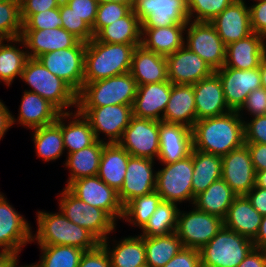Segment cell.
Masks as SVG:
<instances>
[{"label":"cell","mask_w":266,"mask_h":267,"mask_svg":"<svg viewBox=\"0 0 266 267\" xmlns=\"http://www.w3.org/2000/svg\"><path fill=\"white\" fill-rule=\"evenodd\" d=\"M192 130L193 149L224 156L245 144L244 121L238 111L201 119Z\"/></svg>","instance_id":"1"},{"label":"cell","mask_w":266,"mask_h":267,"mask_svg":"<svg viewBox=\"0 0 266 267\" xmlns=\"http://www.w3.org/2000/svg\"><path fill=\"white\" fill-rule=\"evenodd\" d=\"M136 44H112L95 37L86 43L84 82H94L130 72Z\"/></svg>","instance_id":"2"},{"label":"cell","mask_w":266,"mask_h":267,"mask_svg":"<svg viewBox=\"0 0 266 267\" xmlns=\"http://www.w3.org/2000/svg\"><path fill=\"white\" fill-rule=\"evenodd\" d=\"M36 214L37 231L32 233V242L37 241L35 243L38 245H67L88 251L101 243L87 229L71 222L60 210L57 213L38 210Z\"/></svg>","instance_id":"3"},{"label":"cell","mask_w":266,"mask_h":267,"mask_svg":"<svg viewBox=\"0 0 266 267\" xmlns=\"http://www.w3.org/2000/svg\"><path fill=\"white\" fill-rule=\"evenodd\" d=\"M20 79L32 88L27 91L48 100L61 113L71 112L69 107L77 109V93L62 79L53 75L38 59H27Z\"/></svg>","instance_id":"4"},{"label":"cell","mask_w":266,"mask_h":267,"mask_svg":"<svg viewBox=\"0 0 266 267\" xmlns=\"http://www.w3.org/2000/svg\"><path fill=\"white\" fill-rule=\"evenodd\" d=\"M137 82L131 73H125L94 82H84L77 94V107H102L108 105H133Z\"/></svg>","instance_id":"5"},{"label":"cell","mask_w":266,"mask_h":267,"mask_svg":"<svg viewBox=\"0 0 266 267\" xmlns=\"http://www.w3.org/2000/svg\"><path fill=\"white\" fill-rule=\"evenodd\" d=\"M253 248V240L223 226L199 250L201 267H237Z\"/></svg>","instance_id":"6"},{"label":"cell","mask_w":266,"mask_h":267,"mask_svg":"<svg viewBox=\"0 0 266 267\" xmlns=\"http://www.w3.org/2000/svg\"><path fill=\"white\" fill-rule=\"evenodd\" d=\"M59 210L73 223L87 229L100 242L115 232L116 222L102 209L76 197L67 187L59 194Z\"/></svg>","instance_id":"7"},{"label":"cell","mask_w":266,"mask_h":267,"mask_svg":"<svg viewBox=\"0 0 266 267\" xmlns=\"http://www.w3.org/2000/svg\"><path fill=\"white\" fill-rule=\"evenodd\" d=\"M156 172L155 191L162 201L175 204L185 201L193 205L192 175H193V148L189 156L170 164Z\"/></svg>","instance_id":"8"},{"label":"cell","mask_w":266,"mask_h":267,"mask_svg":"<svg viewBox=\"0 0 266 267\" xmlns=\"http://www.w3.org/2000/svg\"><path fill=\"white\" fill-rule=\"evenodd\" d=\"M184 35V46L202 58L213 71L224 66L226 45L211 22L188 21Z\"/></svg>","instance_id":"9"},{"label":"cell","mask_w":266,"mask_h":267,"mask_svg":"<svg viewBox=\"0 0 266 267\" xmlns=\"http://www.w3.org/2000/svg\"><path fill=\"white\" fill-rule=\"evenodd\" d=\"M192 207L188 212L179 210L175 233L184 247L200 250L221 230L224 222L216 215Z\"/></svg>","instance_id":"10"},{"label":"cell","mask_w":266,"mask_h":267,"mask_svg":"<svg viewBox=\"0 0 266 267\" xmlns=\"http://www.w3.org/2000/svg\"><path fill=\"white\" fill-rule=\"evenodd\" d=\"M77 110L89 121L96 140L108 144L118 143L133 117L131 105H108L102 107H77ZM105 134L108 140L100 138Z\"/></svg>","instance_id":"11"},{"label":"cell","mask_w":266,"mask_h":267,"mask_svg":"<svg viewBox=\"0 0 266 267\" xmlns=\"http://www.w3.org/2000/svg\"><path fill=\"white\" fill-rule=\"evenodd\" d=\"M86 43L45 53L37 59L53 74L66 82L77 94L84 85Z\"/></svg>","instance_id":"12"},{"label":"cell","mask_w":266,"mask_h":267,"mask_svg":"<svg viewBox=\"0 0 266 267\" xmlns=\"http://www.w3.org/2000/svg\"><path fill=\"white\" fill-rule=\"evenodd\" d=\"M142 28H158L187 23V0H135L132 8Z\"/></svg>","instance_id":"13"},{"label":"cell","mask_w":266,"mask_h":267,"mask_svg":"<svg viewBox=\"0 0 266 267\" xmlns=\"http://www.w3.org/2000/svg\"><path fill=\"white\" fill-rule=\"evenodd\" d=\"M118 144L131 156L157 160L159 155V121L133 116Z\"/></svg>","instance_id":"14"},{"label":"cell","mask_w":266,"mask_h":267,"mask_svg":"<svg viewBox=\"0 0 266 267\" xmlns=\"http://www.w3.org/2000/svg\"><path fill=\"white\" fill-rule=\"evenodd\" d=\"M67 188L85 203L104 210L115 222L122 219L123 206L118 192L98 176L77 179Z\"/></svg>","instance_id":"15"},{"label":"cell","mask_w":266,"mask_h":267,"mask_svg":"<svg viewBox=\"0 0 266 267\" xmlns=\"http://www.w3.org/2000/svg\"><path fill=\"white\" fill-rule=\"evenodd\" d=\"M32 227L18 213L5 195H0V252L20 254L26 244L32 242Z\"/></svg>","instance_id":"16"},{"label":"cell","mask_w":266,"mask_h":267,"mask_svg":"<svg viewBox=\"0 0 266 267\" xmlns=\"http://www.w3.org/2000/svg\"><path fill=\"white\" fill-rule=\"evenodd\" d=\"M215 72L222 83L226 103L232 111H238L249 93L261 88L260 67L239 70L223 66Z\"/></svg>","instance_id":"17"},{"label":"cell","mask_w":266,"mask_h":267,"mask_svg":"<svg viewBox=\"0 0 266 267\" xmlns=\"http://www.w3.org/2000/svg\"><path fill=\"white\" fill-rule=\"evenodd\" d=\"M154 163L149 158L129 157L124 183L118 192L123 207L134 198L155 191L157 171L153 169Z\"/></svg>","instance_id":"18"},{"label":"cell","mask_w":266,"mask_h":267,"mask_svg":"<svg viewBox=\"0 0 266 267\" xmlns=\"http://www.w3.org/2000/svg\"><path fill=\"white\" fill-rule=\"evenodd\" d=\"M256 172L248 147L230 151L222 156V179L238 195H246L255 186Z\"/></svg>","instance_id":"19"},{"label":"cell","mask_w":266,"mask_h":267,"mask_svg":"<svg viewBox=\"0 0 266 267\" xmlns=\"http://www.w3.org/2000/svg\"><path fill=\"white\" fill-rule=\"evenodd\" d=\"M166 60L168 80L172 84L193 85L214 72L202 58L184 45L166 56Z\"/></svg>","instance_id":"20"},{"label":"cell","mask_w":266,"mask_h":267,"mask_svg":"<svg viewBox=\"0 0 266 267\" xmlns=\"http://www.w3.org/2000/svg\"><path fill=\"white\" fill-rule=\"evenodd\" d=\"M159 155L161 164H170L190 155L193 142L192 130L182 124L159 121Z\"/></svg>","instance_id":"21"},{"label":"cell","mask_w":266,"mask_h":267,"mask_svg":"<svg viewBox=\"0 0 266 267\" xmlns=\"http://www.w3.org/2000/svg\"><path fill=\"white\" fill-rule=\"evenodd\" d=\"M196 121L221 116L232 111L225 100L222 83L214 71L210 76L193 84Z\"/></svg>","instance_id":"22"},{"label":"cell","mask_w":266,"mask_h":267,"mask_svg":"<svg viewBox=\"0 0 266 267\" xmlns=\"http://www.w3.org/2000/svg\"><path fill=\"white\" fill-rule=\"evenodd\" d=\"M246 4L234 0L210 21L226 46L252 33L249 6Z\"/></svg>","instance_id":"23"},{"label":"cell","mask_w":266,"mask_h":267,"mask_svg":"<svg viewBox=\"0 0 266 267\" xmlns=\"http://www.w3.org/2000/svg\"><path fill=\"white\" fill-rule=\"evenodd\" d=\"M172 85L168 80L138 86L132 105L133 116L162 121Z\"/></svg>","instance_id":"24"},{"label":"cell","mask_w":266,"mask_h":267,"mask_svg":"<svg viewBox=\"0 0 266 267\" xmlns=\"http://www.w3.org/2000/svg\"><path fill=\"white\" fill-rule=\"evenodd\" d=\"M17 119L11 115L12 126L17 122L27 129H35L56 122L60 111L48 100L34 92H23Z\"/></svg>","instance_id":"25"},{"label":"cell","mask_w":266,"mask_h":267,"mask_svg":"<svg viewBox=\"0 0 266 267\" xmlns=\"http://www.w3.org/2000/svg\"><path fill=\"white\" fill-rule=\"evenodd\" d=\"M29 58L60 49L74 47L80 40L63 27L42 30H22L20 37Z\"/></svg>","instance_id":"26"},{"label":"cell","mask_w":266,"mask_h":267,"mask_svg":"<svg viewBox=\"0 0 266 267\" xmlns=\"http://www.w3.org/2000/svg\"><path fill=\"white\" fill-rule=\"evenodd\" d=\"M266 56V38L252 32L245 38L226 46L224 66L239 70L258 68Z\"/></svg>","instance_id":"27"},{"label":"cell","mask_w":266,"mask_h":267,"mask_svg":"<svg viewBox=\"0 0 266 267\" xmlns=\"http://www.w3.org/2000/svg\"><path fill=\"white\" fill-rule=\"evenodd\" d=\"M138 86L168 81L166 57L146 50L142 45L133 52L130 69Z\"/></svg>","instance_id":"28"},{"label":"cell","mask_w":266,"mask_h":267,"mask_svg":"<svg viewBox=\"0 0 266 267\" xmlns=\"http://www.w3.org/2000/svg\"><path fill=\"white\" fill-rule=\"evenodd\" d=\"M163 122L182 124L190 129L196 122V106L193 85L173 84L166 105Z\"/></svg>","instance_id":"29"},{"label":"cell","mask_w":266,"mask_h":267,"mask_svg":"<svg viewBox=\"0 0 266 267\" xmlns=\"http://www.w3.org/2000/svg\"><path fill=\"white\" fill-rule=\"evenodd\" d=\"M262 215L245 195L237 196L223 219L224 227L253 240L260 227Z\"/></svg>","instance_id":"30"},{"label":"cell","mask_w":266,"mask_h":267,"mask_svg":"<svg viewBox=\"0 0 266 267\" xmlns=\"http://www.w3.org/2000/svg\"><path fill=\"white\" fill-rule=\"evenodd\" d=\"M130 156L118 143H106L103 147L97 176L116 192L123 186Z\"/></svg>","instance_id":"31"},{"label":"cell","mask_w":266,"mask_h":267,"mask_svg":"<svg viewBox=\"0 0 266 267\" xmlns=\"http://www.w3.org/2000/svg\"><path fill=\"white\" fill-rule=\"evenodd\" d=\"M187 23L158 28H142L141 45L149 51L168 56L184 45Z\"/></svg>","instance_id":"32"},{"label":"cell","mask_w":266,"mask_h":267,"mask_svg":"<svg viewBox=\"0 0 266 267\" xmlns=\"http://www.w3.org/2000/svg\"><path fill=\"white\" fill-rule=\"evenodd\" d=\"M61 132L67 155L86 148L96 141L89 121L77 109L74 112L61 113Z\"/></svg>","instance_id":"33"},{"label":"cell","mask_w":266,"mask_h":267,"mask_svg":"<svg viewBox=\"0 0 266 267\" xmlns=\"http://www.w3.org/2000/svg\"><path fill=\"white\" fill-rule=\"evenodd\" d=\"M108 239L109 237L101 244L110 256L112 267H141L146 264L144 237L135 235L124 237L120 241L112 240V249Z\"/></svg>","instance_id":"34"},{"label":"cell","mask_w":266,"mask_h":267,"mask_svg":"<svg viewBox=\"0 0 266 267\" xmlns=\"http://www.w3.org/2000/svg\"><path fill=\"white\" fill-rule=\"evenodd\" d=\"M105 144L104 141L96 140L92 145L67 155L64 166L69 169L70 175L65 187L77 179L97 176Z\"/></svg>","instance_id":"35"},{"label":"cell","mask_w":266,"mask_h":267,"mask_svg":"<svg viewBox=\"0 0 266 267\" xmlns=\"http://www.w3.org/2000/svg\"><path fill=\"white\" fill-rule=\"evenodd\" d=\"M238 195L221 178L195 197L193 205L200 211L225 218L229 207Z\"/></svg>","instance_id":"36"},{"label":"cell","mask_w":266,"mask_h":267,"mask_svg":"<svg viewBox=\"0 0 266 267\" xmlns=\"http://www.w3.org/2000/svg\"><path fill=\"white\" fill-rule=\"evenodd\" d=\"M142 23L131 10L126 16L103 27L94 37L104 43L141 45Z\"/></svg>","instance_id":"37"},{"label":"cell","mask_w":266,"mask_h":267,"mask_svg":"<svg viewBox=\"0 0 266 267\" xmlns=\"http://www.w3.org/2000/svg\"><path fill=\"white\" fill-rule=\"evenodd\" d=\"M222 177V156L193 149L192 192L195 197Z\"/></svg>","instance_id":"38"},{"label":"cell","mask_w":266,"mask_h":267,"mask_svg":"<svg viewBox=\"0 0 266 267\" xmlns=\"http://www.w3.org/2000/svg\"><path fill=\"white\" fill-rule=\"evenodd\" d=\"M17 45L23 47V49ZM24 47L25 44L21 38L0 40V82L8 87L14 82L15 78L21 77L25 63L29 58Z\"/></svg>","instance_id":"39"},{"label":"cell","mask_w":266,"mask_h":267,"mask_svg":"<svg viewBox=\"0 0 266 267\" xmlns=\"http://www.w3.org/2000/svg\"><path fill=\"white\" fill-rule=\"evenodd\" d=\"M36 156L44 162L56 161L65 151L61 132V113L55 123L32 129Z\"/></svg>","instance_id":"40"},{"label":"cell","mask_w":266,"mask_h":267,"mask_svg":"<svg viewBox=\"0 0 266 267\" xmlns=\"http://www.w3.org/2000/svg\"><path fill=\"white\" fill-rule=\"evenodd\" d=\"M144 245L146 264L151 267L165 266L184 247L175 232L168 235L144 237Z\"/></svg>","instance_id":"41"},{"label":"cell","mask_w":266,"mask_h":267,"mask_svg":"<svg viewBox=\"0 0 266 267\" xmlns=\"http://www.w3.org/2000/svg\"><path fill=\"white\" fill-rule=\"evenodd\" d=\"M178 204L161 201L155 212L141 229V237L168 235L176 231Z\"/></svg>","instance_id":"42"},{"label":"cell","mask_w":266,"mask_h":267,"mask_svg":"<svg viewBox=\"0 0 266 267\" xmlns=\"http://www.w3.org/2000/svg\"><path fill=\"white\" fill-rule=\"evenodd\" d=\"M40 260L30 267H78L84 250L67 245H39Z\"/></svg>","instance_id":"43"},{"label":"cell","mask_w":266,"mask_h":267,"mask_svg":"<svg viewBox=\"0 0 266 267\" xmlns=\"http://www.w3.org/2000/svg\"><path fill=\"white\" fill-rule=\"evenodd\" d=\"M161 201L156 191L136 197L123 207L122 219L142 229Z\"/></svg>","instance_id":"44"},{"label":"cell","mask_w":266,"mask_h":267,"mask_svg":"<svg viewBox=\"0 0 266 267\" xmlns=\"http://www.w3.org/2000/svg\"><path fill=\"white\" fill-rule=\"evenodd\" d=\"M21 34L20 1H0V40L20 38Z\"/></svg>","instance_id":"45"},{"label":"cell","mask_w":266,"mask_h":267,"mask_svg":"<svg viewBox=\"0 0 266 267\" xmlns=\"http://www.w3.org/2000/svg\"><path fill=\"white\" fill-rule=\"evenodd\" d=\"M234 0H187L188 20L210 22Z\"/></svg>","instance_id":"46"},{"label":"cell","mask_w":266,"mask_h":267,"mask_svg":"<svg viewBox=\"0 0 266 267\" xmlns=\"http://www.w3.org/2000/svg\"><path fill=\"white\" fill-rule=\"evenodd\" d=\"M59 13L62 18V27L80 41L87 43L94 38L92 28L81 17L72 12V9L63 1L60 3Z\"/></svg>","instance_id":"47"},{"label":"cell","mask_w":266,"mask_h":267,"mask_svg":"<svg viewBox=\"0 0 266 267\" xmlns=\"http://www.w3.org/2000/svg\"><path fill=\"white\" fill-rule=\"evenodd\" d=\"M22 30H42L62 27L59 8L46 10L33 15H20Z\"/></svg>","instance_id":"48"},{"label":"cell","mask_w":266,"mask_h":267,"mask_svg":"<svg viewBox=\"0 0 266 267\" xmlns=\"http://www.w3.org/2000/svg\"><path fill=\"white\" fill-rule=\"evenodd\" d=\"M132 9L118 2H106L98 5L96 20L92 31L94 36L105 26L126 16Z\"/></svg>","instance_id":"49"},{"label":"cell","mask_w":266,"mask_h":267,"mask_svg":"<svg viewBox=\"0 0 266 267\" xmlns=\"http://www.w3.org/2000/svg\"><path fill=\"white\" fill-rule=\"evenodd\" d=\"M248 112L247 114L253 117L261 116L266 114V89L259 88L251 93L246 98L245 103L238 110V114L243 118V112Z\"/></svg>","instance_id":"50"},{"label":"cell","mask_w":266,"mask_h":267,"mask_svg":"<svg viewBox=\"0 0 266 267\" xmlns=\"http://www.w3.org/2000/svg\"><path fill=\"white\" fill-rule=\"evenodd\" d=\"M244 121L245 143L266 144V114Z\"/></svg>","instance_id":"51"},{"label":"cell","mask_w":266,"mask_h":267,"mask_svg":"<svg viewBox=\"0 0 266 267\" xmlns=\"http://www.w3.org/2000/svg\"><path fill=\"white\" fill-rule=\"evenodd\" d=\"M63 2L72 9V12L93 28L99 5L97 0H63Z\"/></svg>","instance_id":"52"},{"label":"cell","mask_w":266,"mask_h":267,"mask_svg":"<svg viewBox=\"0 0 266 267\" xmlns=\"http://www.w3.org/2000/svg\"><path fill=\"white\" fill-rule=\"evenodd\" d=\"M78 267H112L110 256L100 243L96 248L84 251Z\"/></svg>","instance_id":"53"},{"label":"cell","mask_w":266,"mask_h":267,"mask_svg":"<svg viewBox=\"0 0 266 267\" xmlns=\"http://www.w3.org/2000/svg\"><path fill=\"white\" fill-rule=\"evenodd\" d=\"M252 32L266 38V0H260L249 6Z\"/></svg>","instance_id":"54"},{"label":"cell","mask_w":266,"mask_h":267,"mask_svg":"<svg viewBox=\"0 0 266 267\" xmlns=\"http://www.w3.org/2000/svg\"><path fill=\"white\" fill-rule=\"evenodd\" d=\"M163 267H201L200 252L198 249L183 247V249Z\"/></svg>","instance_id":"55"},{"label":"cell","mask_w":266,"mask_h":267,"mask_svg":"<svg viewBox=\"0 0 266 267\" xmlns=\"http://www.w3.org/2000/svg\"><path fill=\"white\" fill-rule=\"evenodd\" d=\"M63 0H20V15H33L59 8Z\"/></svg>","instance_id":"56"},{"label":"cell","mask_w":266,"mask_h":267,"mask_svg":"<svg viewBox=\"0 0 266 267\" xmlns=\"http://www.w3.org/2000/svg\"><path fill=\"white\" fill-rule=\"evenodd\" d=\"M251 155L255 172L266 170V144L245 143Z\"/></svg>","instance_id":"57"},{"label":"cell","mask_w":266,"mask_h":267,"mask_svg":"<svg viewBox=\"0 0 266 267\" xmlns=\"http://www.w3.org/2000/svg\"><path fill=\"white\" fill-rule=\"evenodd\" d=\"M251 205L262 215H266V189L254 186L246 195Z\"/></svg>","instance_id":"58"},{"label":"cell","mask_w":266,"mask_h":267,"mask_svg":"<svg viewBox=\"0 0 266 267\" xmlns=\"http://www.w3.org/2000/svg\"><path fill=\"white\" fill-rule=\"evenodd\" d=\"M237 267H266V250L254 247Z\"/></svg>","instance_id":"59"},{"label":"cell","mask_w":266,"mask_h":267,"mask_svg":"<svg viewBox=\"0 0 266 267\" xmlns=\"http://www.w3.org/2000/svg\"><path fill=\"white\" fill-rule=\"evenodd\" d=\"M11 113L3 100L0 99V140L12 126Z\"/></svg>","instance_id":"60"},{"label":"cell","mask_w":266,"mask_h":267,"mask_svg":"<svg viewBox=\"0 0 266 267\" xmlns=\"http://www.w3.org/2000/svg\"><path fill=\"white\" fill-rule=\"evenodd\" d=\"M253 244L255 248H266V215L262 216L259 231L253 239Z\"/></svg>","instance_id":"61"},{"label":"cell","mask_w":266,"mask_h":267,"mask_svg":"<svg viewBox=\"0 0 266 267\" xmlns=\"http://www.w3.org/2000/svg\"><path fill=\"white\" fill-rule=\"evenodd\" d=\"M18 258V254L0 252V267H23V265L18 266Z\"/></svg>","instance_id":"62"},{"label":"cell","mask_w":266,"mask_h":267,"mask_svg":"<svg viewBox=\"0 0 266 267\" xmlns=\"http://www.w3.org/2000/svg\"><path fill=\"white\" fill-rule=\"evenodd\" d=\"M255 186L266 189V170L256 172Z\"/></svg>","instance_id":"63"},{"label":"cell","mask_w":266,"mask_h":267,"mask_svg":"<svg viewBox=\"0 0 266 267\" xmlns=\"http://www.w3.org/2000/svg\"><path fill=\"white\" fill-rule=\"evenodd\" d=\"M261 87L266 89V56L260 65Z\"/></svg>","instance_id":"64"},{"label":"cell","mask_w":266,"mask_h":267,"mask_svg":"<svg viewBox=\"0 0 266 267\" xmlns=\"http://www.w3.org/2000/svg\"><path fill=\"white\" fill-rule=\"evenodd\" d=\"M99 4L106 3V2H118L125 5H128L131 9L134 6L135 0H97Z\"/></svg>","instance_id":"65"},{"label":"cell","mask_w":266,"mask_h":267,"mask_svg":"<svg viewBox=\"0 0 266 267\" xmlns=\"http://www.w3.org/2000/svg\"><path fill=\"white\" fill-rule=\"evenodd\" d=\"M237 1H240V2H244V3H246V1H245V0H237ZM253 1L257 2V1H260V0H253Z\"/></svg>","instance_id":"66"},{"label":"cell","mask_w":266,"mask_h":267,"mask_svg":"<svg viewBox=\"0 0 266 267\" xmlns=\"http://www.w3.org/2000/svg\"><path fill=\"white\" fill-rule=\"evenodd\" d=\"M0 1H20V0H0Z\"/></svg>","instance_id":"67"},{"label":"cell","mask_w":266,"mask_h":267,"mask_svg":"<svg viewBox=\"0 0 266 267\" xmlns=\"http://www.w3.org/2000/svg\"><path fill=\"white\" fill-rule=\"evenodd\" d=\"M141 267H151V266H149V265L145 264V265H143V266H141Z\"/></svg>","instance_id":"68"}]
</instances>
